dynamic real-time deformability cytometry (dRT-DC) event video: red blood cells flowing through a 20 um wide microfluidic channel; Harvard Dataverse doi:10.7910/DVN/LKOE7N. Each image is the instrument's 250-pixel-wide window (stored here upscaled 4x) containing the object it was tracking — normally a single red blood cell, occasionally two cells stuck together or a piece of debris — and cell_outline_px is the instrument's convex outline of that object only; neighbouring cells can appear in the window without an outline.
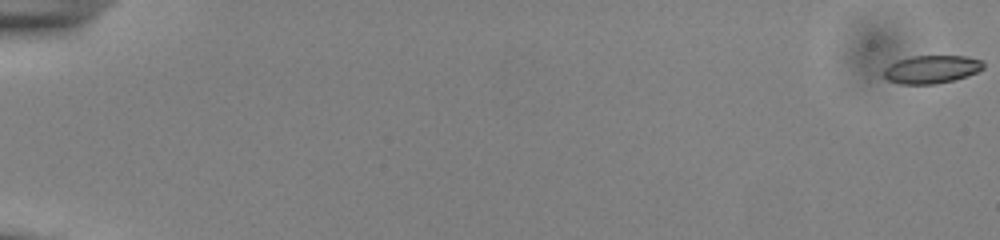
{"species": "common noctule bat (a hibernating species)", "species_latin": "Nyctalus noctula", "temperature_condition": "cold", "stored_images_in_passage": 56, "camera_frame_rate_fps": 3000, "um_per_image_px": 0.085, "animal": {"sex": "male", "body_mass_g": 13.0, "forearm_length_mm": 53.1}, "frame": {"image": 1, "passage_image": 1, "time_ms": 0.0, "image_size_px": [1000, 240], "cell_outline_px": [[984, 68], [968, 76], [936, 84], [900, 84], [888, 80], [884, 76], [884, 68], [896, 60], [912, 56], [968, 56], [984, 60]], "centroid_in_image_um": [79.2, 5.88], "position_along_channel_um": 5.8, "area_um2": 16.42}}
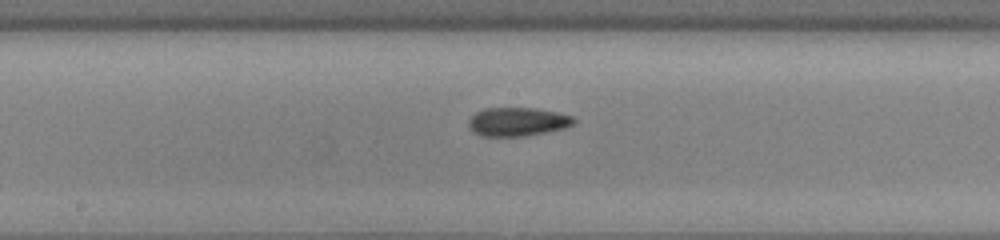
{"frame": {"image": 2, "passage_image": 32, "time_ms": 10.333, "image_size_px": [1000, 240], "cell_outline_px": [[576, 120], [572, 124], [564, 128], [524, 136], [480, 136], [472, 132], [468, 128], [468, 120], [476, 112], [484, 108], [536, 108], [556, 112], [572, 116]], "centroid_in_image_um": [43.93, 10.35], "position_along_channel_um": 204.3, "area_um2": 17.57}}
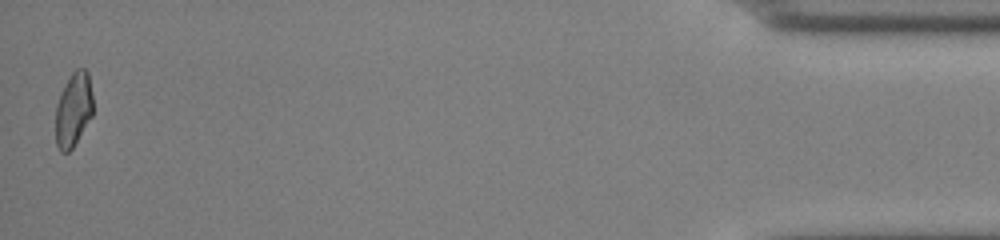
{"frame": {"image": 3, "passage_image": 56, "time_ms": 18.333, "image_size_px": [1000, 240], "cell_outline_px": [[92, 116], [72, 148], [68, 152], [60, 152], [56, 144], [56, 104], [72, 72], [76, 68], [84, 68], [88, 72], [92, 92]], "centroid_in_image_um": [6.25, 9.32], "position_along_channel_um": 429.0, "area_um2": 15.95}, "authors_computed_cell_mechanics": {"area_um2": 17.051, "velocity_mm_per_s": 3.8385, "shape_relaxation_time_tau1_ms": null, "shape_relaxation_time_tau2_ms": 2.8921, "deformation_change_tau1": null, "deformation_change_tau2": 0.0784}}